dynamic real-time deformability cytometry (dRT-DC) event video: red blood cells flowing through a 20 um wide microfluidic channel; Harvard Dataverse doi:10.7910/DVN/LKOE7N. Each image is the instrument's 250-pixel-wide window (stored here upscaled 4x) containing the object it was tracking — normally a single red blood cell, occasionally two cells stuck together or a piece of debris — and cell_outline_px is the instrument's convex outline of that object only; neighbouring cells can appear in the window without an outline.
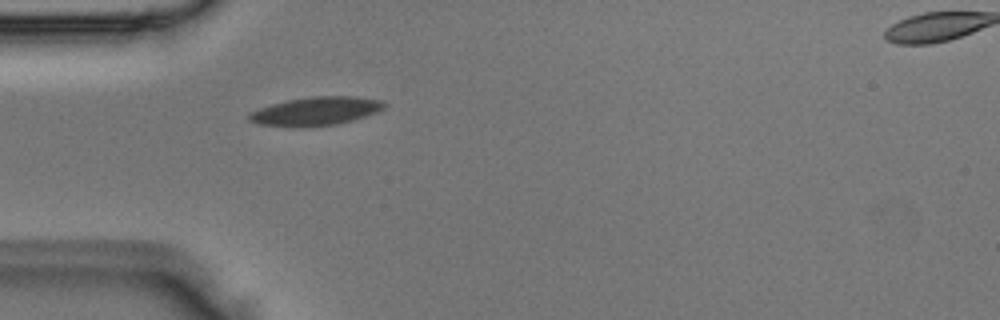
{"species": "Egyptian fruit bat (a non-hibernating species)", "species_latin": "Rousettus aegyptiacus", "temperature_condition": "room temperature", "stored_images_in_passage": 4, "segment_of_instrument_passage": [1, 2], "camera_frame_rate_fps": 3000, "um_per_image_px": 0.085, "animal": {"sex": "male"}, "frame": {"image": 1, "passage_image": 3, "time_ms": 0.667, "image_size_px": [1000, 320], "cell_outline_px": [[388, 104], [384, 108], [376, 112], [352, 120], [336, 124], [300, 128], [288, 128], [260, 124], [248, 120], [248, 116], [252, 112], [260, 108], [272, 104], [288, 100], [312, 96], [356, 96], [380, 100]], "centroid_in_image_um": [26.84, 9.46], "position_along_channel_um": 58.2, "area_um2": 22.54}}